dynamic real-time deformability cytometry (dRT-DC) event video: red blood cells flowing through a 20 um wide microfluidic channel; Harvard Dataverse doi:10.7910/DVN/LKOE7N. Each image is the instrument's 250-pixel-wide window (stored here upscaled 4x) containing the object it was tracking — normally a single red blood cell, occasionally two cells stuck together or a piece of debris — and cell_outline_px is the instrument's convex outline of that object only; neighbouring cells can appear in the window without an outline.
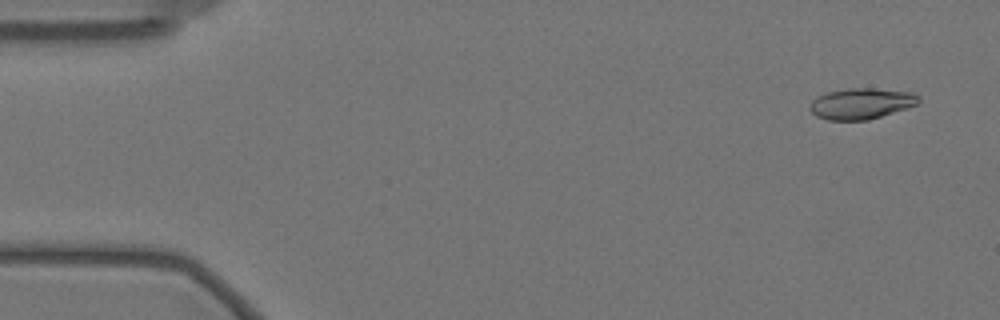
{"species": "Egyptian fruit bat (a non-hibernating species)", "species_latin": "Rousettus aegyptiacus", "temperature_condition": "warm", "stored_images_in_passage": 36, "camera_frame_rate_fps": 3000, "um_per_image_px": 0.085, "animal": {"sex": "female"}, "frame": {"image": 1, "passage_image": 3, "time_ms": 0.667, "image_size_px": [1000, 320], "cell_outline_px": [[920, 100], [916, 104], [868, 120], [828, 120], [816, 116], [808, 108], [812, 100], [816, 96], [828, 92], [848, 88], [872, 88], [912, 92], [920, 96]], "centroid_in_image_um": [73.16, 8.79], "position_along_channel_um": 11.8, "area_um2": 19.48}}
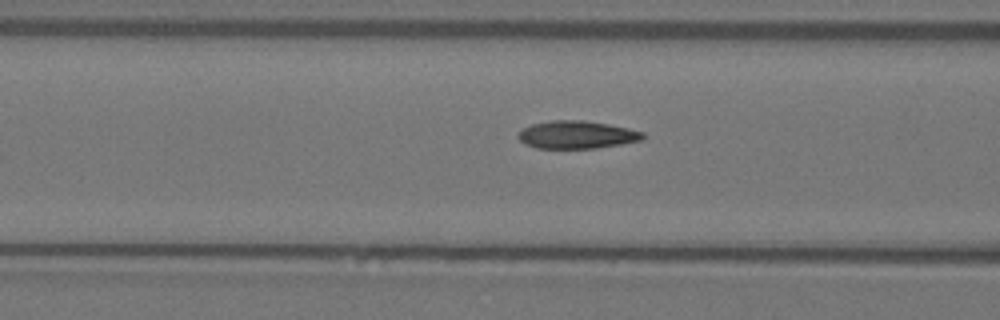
{"frame": {"image": 2, "passage_image": 22, "time_ms": 7.0, "image_size_px": [1000, 320], "cell_outline_px": [[644, 140], [596, 148], [536, 148], [524, 144], [520, 140], [520, 132], [524, 128], [532, 124], [552, 120], [584, 120], [608, 124], [628, 128], [644, 132]], "centroid_in_image_um": [49.06, 11.45], "position_along_channel_um": 117.5, "area_um2": 20.06}}
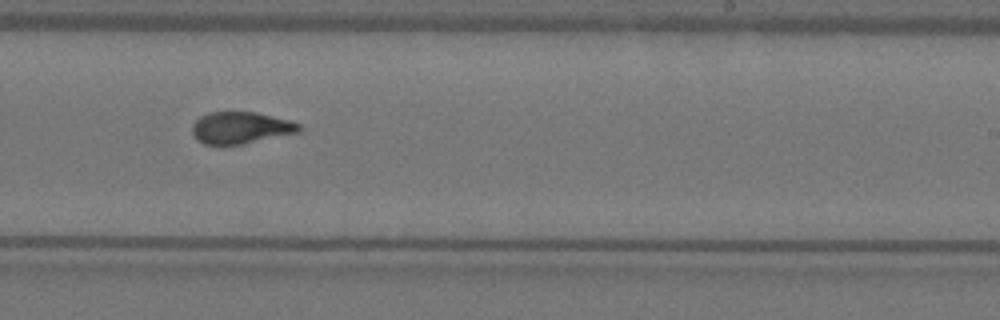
{"frame": {"image": 3, "passage_image": 35, "time_ms": 11.333, "image_size_px": [1000, 320], "cell_outline_px": [[300, 132], [240, 144], [204, 144], [196, 140], [192, 132], [192, 124], [200, 116], [208, 112], [256, 112], [288, 120], [300, 124]], "centroid_in_image_um": [20.42, 10.85], "position_along_channel_um": 268.6, "area_um2": 19.65}}